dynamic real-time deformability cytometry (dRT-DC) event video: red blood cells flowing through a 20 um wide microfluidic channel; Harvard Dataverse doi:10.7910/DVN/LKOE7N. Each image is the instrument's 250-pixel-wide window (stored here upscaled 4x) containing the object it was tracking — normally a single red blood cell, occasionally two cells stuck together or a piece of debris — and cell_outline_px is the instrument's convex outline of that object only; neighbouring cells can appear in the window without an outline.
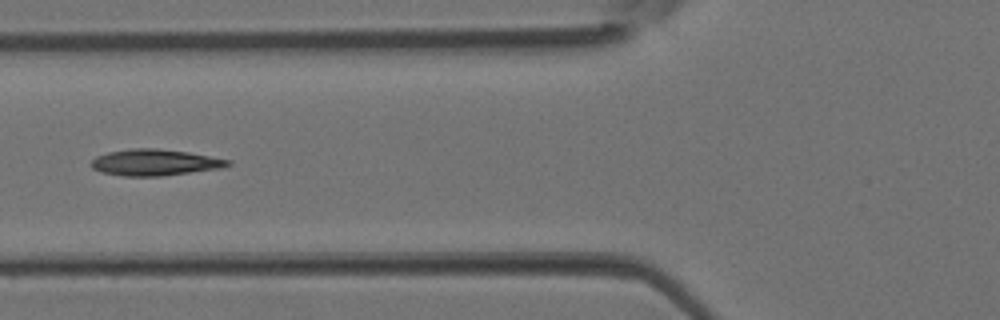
{"species": "Egyptian fruit bat (a non-hibernating species)", "species_latin": "Rousettus aegyptiacus", "temperature_condition": "room temperature", "stored_images_in_passage": 3, "segment_of_instrument_passage": [1, 2], "camera_frame_rate_fps": 3000, "um_per_image_px": 0.085, "animal": {"sex": "female"}, "frame": {"image": 1, "passage_image": 2, "time_ms": 0.333, "image_size_px": [1000, 320], "cell_outline_px": [[232, 164], [220, 168], [160, 176], [124, 176], [100, 172], [92, 168], [92, 160], [96, 156], [108, 152], [132, 148], [156, 148], [188, 152], [232, 160]], "centroid_in_image_um": [13.15, 13.8], "position_along_channel_um": 112.6, "area_um2": 20.87}}